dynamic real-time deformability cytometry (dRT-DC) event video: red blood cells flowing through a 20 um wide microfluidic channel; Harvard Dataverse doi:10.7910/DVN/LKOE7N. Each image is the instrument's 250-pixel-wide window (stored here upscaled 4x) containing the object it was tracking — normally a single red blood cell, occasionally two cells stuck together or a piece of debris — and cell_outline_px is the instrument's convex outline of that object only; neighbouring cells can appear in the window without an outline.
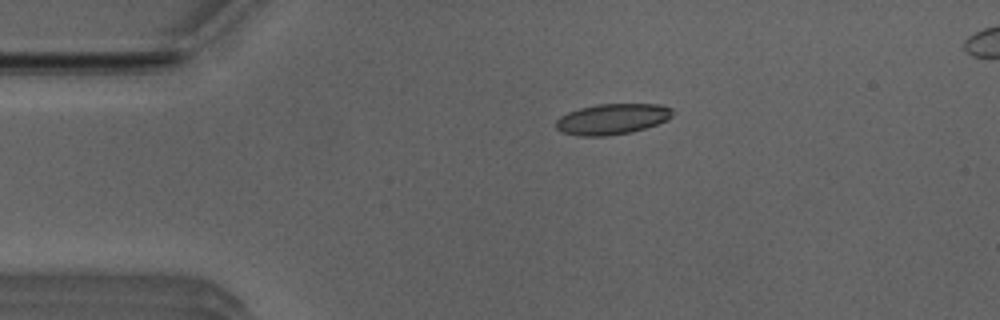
{"species": "Egyptian fruit bat (a non-hibernating species)", "species_latin": "Rousettus aegyptiacus", "temperature_condition": "room temperature", "stored_images_in_passage": 38, "camera_frame_rate_fps": 3000, "um_per_image_px": 0.085, "animal": {"sex": "male"}, "frame": {"image": 1, "passage_image": 1, "time_ms": 0.0, "image_size_px": [1000, 320], "cell_outline_px": [[672, 116], [668, 120], [632, 132], [604, 136], [580, 136], [560, 132], [556, 128], [556, 120], [560, 116], [568, 112], [580, 108], [596, 104], [660, 104], [672, 108]], "centroid_in_image_um": [52.02, 10.12], "position_along_channel_um": 33.0, "area_um2": 20.92}}
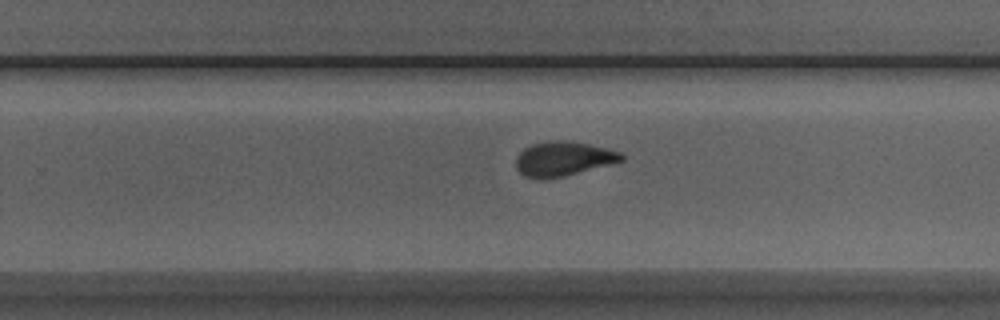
{"frame": {"image": 2, "passage_image": 23, "time_ms": 7.333, "image_size_px": [1000, 320], "cell_outline_px": [[624, 160], [612, 164], [564, 176], [524, 176], [516, 168], [516, 156], [524, 148], [532, 144], [552, 140], [568, 140], [588, 144], [620, 152], [624, 156]], "centroid_in_image_um": [47.9, 13.46], "position_along_channel_um": 281.9, "area_um2": 20.69}}
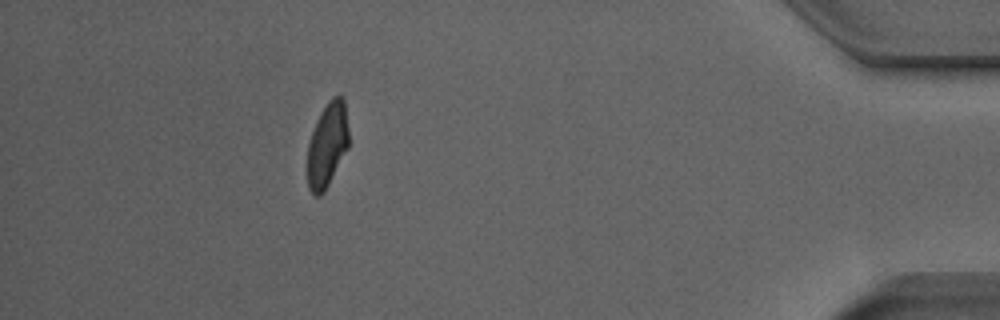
{"frame": {"image": 3, "passage_image": 37, "time_ms": 12.0, "image_size_px": [1000, 320], "cell_outline_px": [[348, 148], [324, 192], [320, 196], [316, 196], [308, 188], [308, 144], [316, 120], [320, 112], [328, 100], [332, 96], [344, 96], [348, 128]], "centroid_in_image_um": [27.83, 12.28], "position_along_channel_um": 407.4, "area_um2": 20.35}}